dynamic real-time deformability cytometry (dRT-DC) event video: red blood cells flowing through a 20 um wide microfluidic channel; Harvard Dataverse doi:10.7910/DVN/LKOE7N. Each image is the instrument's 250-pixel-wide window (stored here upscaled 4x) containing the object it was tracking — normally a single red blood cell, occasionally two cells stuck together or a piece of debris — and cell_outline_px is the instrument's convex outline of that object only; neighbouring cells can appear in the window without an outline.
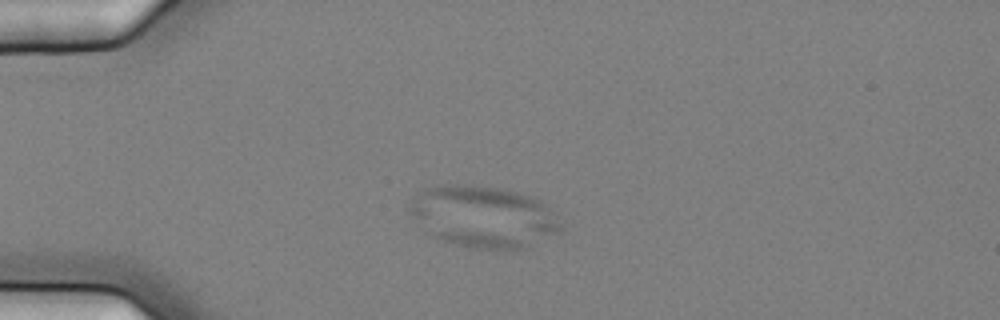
{"species": "common noctule bat (a hibernating species)", "species_latin": "Nyctalus noctula", "temperature_condition": "cold", "stored_images_in_passage": 6, "camera_frame_rate_fps": 3000, "um_per_image_px": 0.085, "animal": {"sex": "female", "body_mass_g": 25.1}, "frame": {"image": 1, "passage_image": 4, "time_ms": 1.0, "image_size_px": [1000, 320], "cell_outline_px": [[564, 232], [524, 248], [472, 248], [456, 244], [432, 236], [408, 208], [408, 204], [412, 196], [416, 192], [424, 188], [444, 184], [472, 184], [496, 188], [516, 192], [532, 196], [540, 200], [564, 224]], "centroid_in_image_um": [41.13, 18.39], "position_along_channel_um": 43.9, "area_um2": 54.27}}
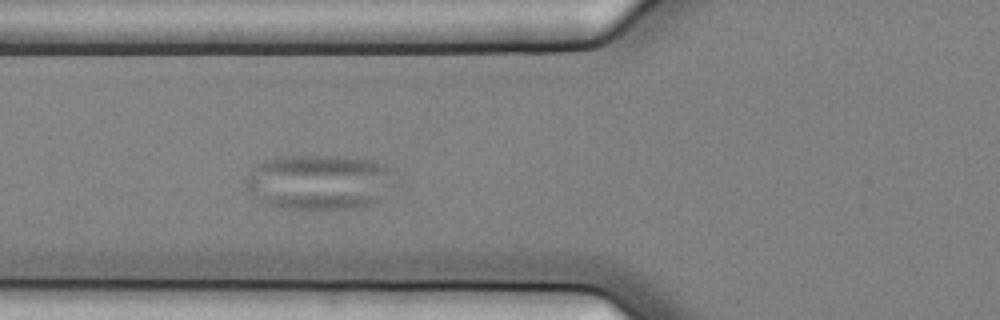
{"frame": {"image": 2, "passage_image": 6, "time_ms": 1.667, "image_size_px": [1000, 320], "cell_outline_px": [[392, 176], [380, 200], [372, 204], [348, 208], [284, 208], [268, 204], [260, 200], [244, 184], [244, 180], [248, 172], [256, 164], [264, 160], [280, 156], [348, 156], [372, 160], [388, 164], [392, 168]], "centroid_in_image_um": [27.1, 15.43], "position_along_channel_um": 98.7, "area_um2": 47.57}}